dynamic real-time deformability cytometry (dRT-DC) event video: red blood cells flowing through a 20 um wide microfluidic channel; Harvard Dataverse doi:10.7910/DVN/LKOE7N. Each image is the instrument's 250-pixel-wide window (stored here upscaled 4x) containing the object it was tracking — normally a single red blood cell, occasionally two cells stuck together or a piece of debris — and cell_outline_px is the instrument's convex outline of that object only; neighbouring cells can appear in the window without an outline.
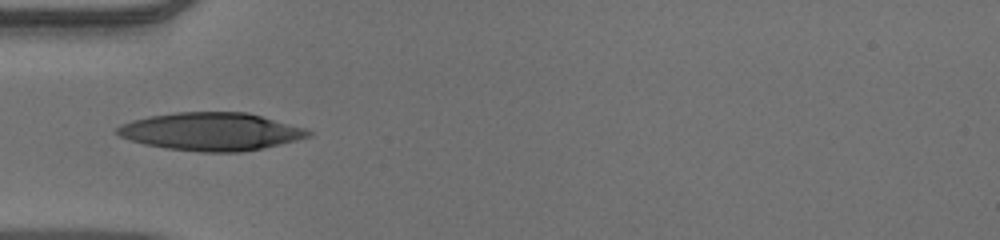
{"species": "human", "species_latin": "Homo sapiens", "temperature_condition": "warm", "stored_images_in_passage": 36, "camera_frame_rate_fps": 3000, "um_per_image_px": 0.085, "donor": {"sex": "male"}, "frame": {"image": 1, "passage_image": 1, "time_ms": 0.0, "image_size_px": [1000, 240], "cell_outline_px": [[312, 136], [264, 148], [240, 152], [200, 152], [168, 148], [144, 144], [120, 136], [116, 132], [116, 128], [120, 124], [132, 120], [148, 116], [176, 112], [248, 112], [304, 128], [312, 132]], "centroid_in_image_um": [17.94, 11.18], "position_along_channel_um": 67.1, "area_um2": 42.08}}
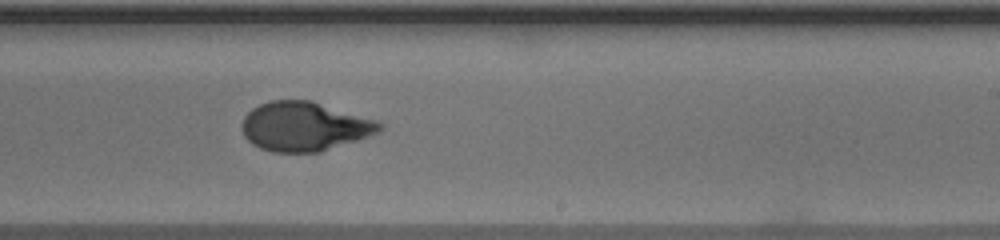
{"frame": {"image": 2, "passage_image": 16, "time_ms": 5.0, "image_size_px": [1000, 240], "cell_outline_px": [[384, 128], [368, 136], [320, 152], [272, 152], [260, 148], [252, 144], [244, 136], [240, 128], [240, 124], [244, 116], [252, 108], [268, 100], [312, 100], [380, 120], [384, 124]], "centroid_in_image_um": [25.87, 10.73], "position_along_channel_um": 263.1, "area_um2": 39.94}}
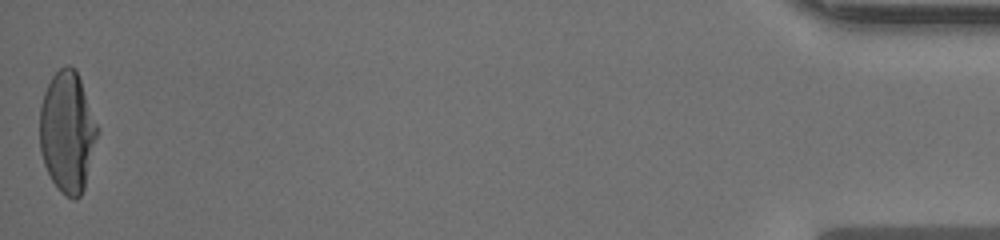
{"frame": {"image": 3, "passage_image": 36, "time_ms": 11.667, "image_size_px": [1000, 240], "cell_outline_px": [[100, 132], [84, 188], [80, 196], [76, 200], [72, 200], [60, 192], [52, 180], [44, 164], [40, 152], [40, 104], [44, 92], [52, 76], [64, 64], [68, 64], [76, 68], [100, 128]], "centroid_in_image_um": [5.75, 11.2], "position_along_channel_um": 429.4, "area_um2": 41.38}, "authors_computed_cell_mechanics": {"area_um2": 39.882, "velocity_mm_per_s": 3.9295, "shape_relaxation_time_tau1_ms": 7.2147, "shape_relaxation_time_tau2_ms": null, "deformation_change_tau1": 0.3423, "deformation_change_tau2": null}}